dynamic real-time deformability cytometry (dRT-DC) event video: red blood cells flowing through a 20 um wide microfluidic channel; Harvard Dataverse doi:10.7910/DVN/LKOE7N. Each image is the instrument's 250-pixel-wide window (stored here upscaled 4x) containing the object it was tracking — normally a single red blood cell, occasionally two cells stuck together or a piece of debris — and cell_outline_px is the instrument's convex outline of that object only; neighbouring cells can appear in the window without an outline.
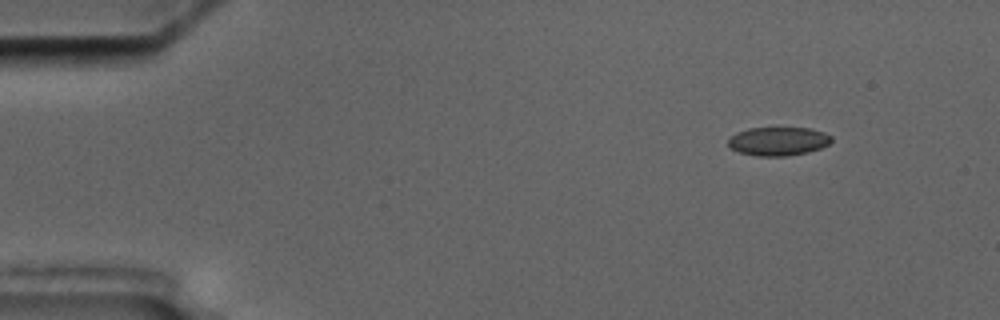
{"species": "common noctule bat (a hibernating species)", "species_latin": "Nyctalus noctula", "temperature_condition": "cold", "stored_images_in_passage": 4, "camera_frame_rate_fps": 3000, "um_per_image_px": 0.085, "animal": {"sex": "male", "body_mass_g": 17.5, "forearm_length_mm": 52.3}, "frame": {"image": 1, "passage_image": 1, "time_ms": 0.0, "image_size_px": [1000, 320], "cell_outline_px": [[832, 140], [828, 144], [820, 148], [808, 152], [784, 156], [756, 156], [740, 152], [732, 148], [728, 144], [728, 140], [736, 132], [748, 128], [812, 128], [824, 132], [832, 136]], "centroid_in_image_um": [66.17, 12.0], "position_along_channel_um": 18.8, "area_um2": 17.17}}
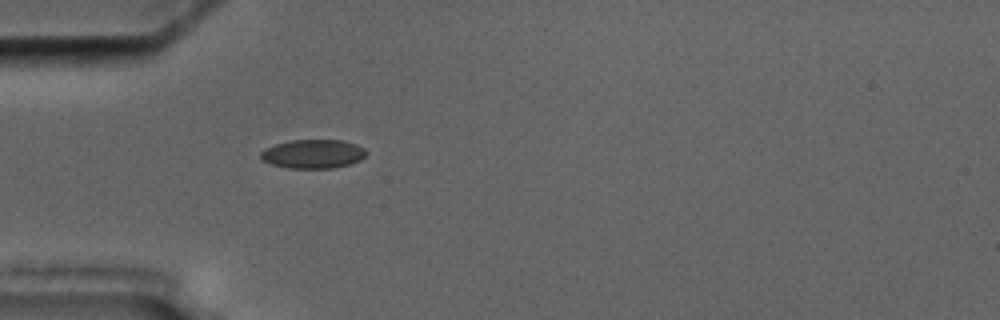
{"frame": {"image": 2, "passage_image": 4, "time_ms": 3.667, "image_size_px": [1000, 320], "cell_outline_px": [[368, 152], [360, 160], [348, 164], [332, 168], [288, 168], [272, 164], [260, 160], [260, 152], [264, 148], [276, 144], [292, 140], [344, 140], [356, 144], [364, 148]], "centroid_in_image_um": [26.59, 13.08], "position_along_channel_um": 58.4, "area_um2": 17.8}}